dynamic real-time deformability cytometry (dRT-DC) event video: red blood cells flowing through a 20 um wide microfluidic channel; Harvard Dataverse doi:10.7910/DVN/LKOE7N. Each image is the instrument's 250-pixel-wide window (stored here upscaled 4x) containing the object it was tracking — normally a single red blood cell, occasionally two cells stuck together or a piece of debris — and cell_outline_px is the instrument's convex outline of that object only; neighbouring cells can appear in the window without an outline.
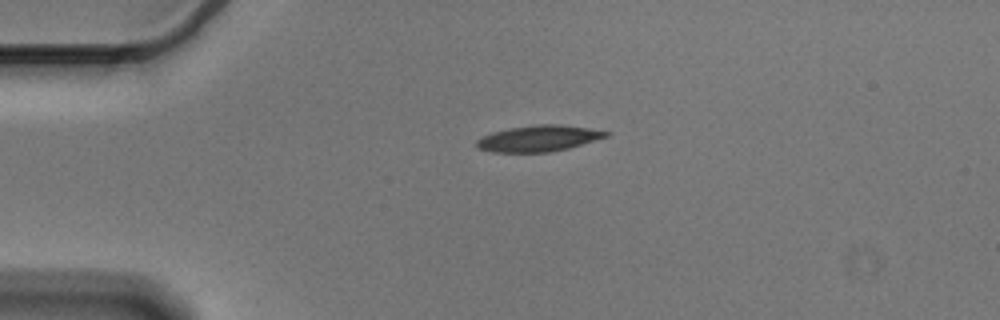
{"species": "Egyptian fruit bat (a non-hibernating species)", "species_latin": "Rousettus aegyptiacus", "temperature_condition": "cold", "stored_images_in_passage": 44, "camera_frame_rate_fps": 3000, "um_per_image_px": 0.085, "animal": {"sex": "male"}, "frame": {"image": 1, "passage_image": 1, "time_ms": 0.0, "image_size_px": [1000, 320], "cell_outline_px": [[612, 132], [608, 136], [568, 148], [548, 152], [492, 152], [476, 148], [476, 140], [492, 132], [508, 128], [536, 124], [560, 124], [588, 128]], "centroid_in_image_um": [45.76, 11.76], "position_along_channel_um": 39.2, "area_um2": 19.65}}
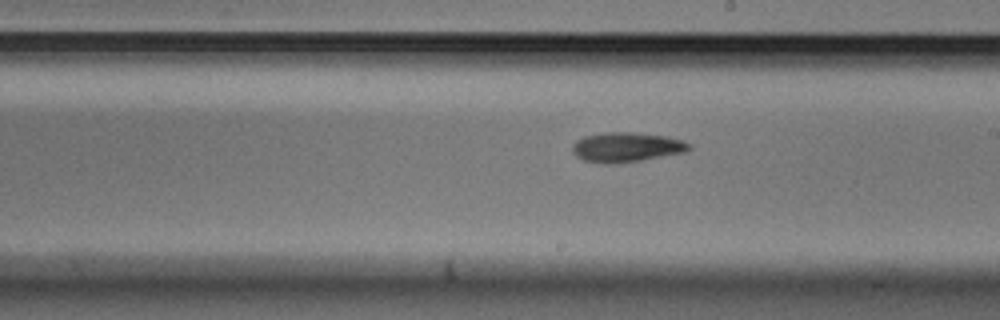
{"frame": {"image": 2, "passage_image": 20, "time_ms": 6.333, "image_size_px": [1000, 320], "cell_outline_px": [[692, 148], [688, 152], [620, 164], [604, 164], [584, 160], [576, 156], [572, 152], [572, 144], [576, 140], [584, 136], [608, 132], [632, 132], [668, 136], [684, 140], [692, 144]], "centroid_in_image_um": [53.3, 12.52], "position_along_channel_um": 235.7, "area_um2": 20.69}}
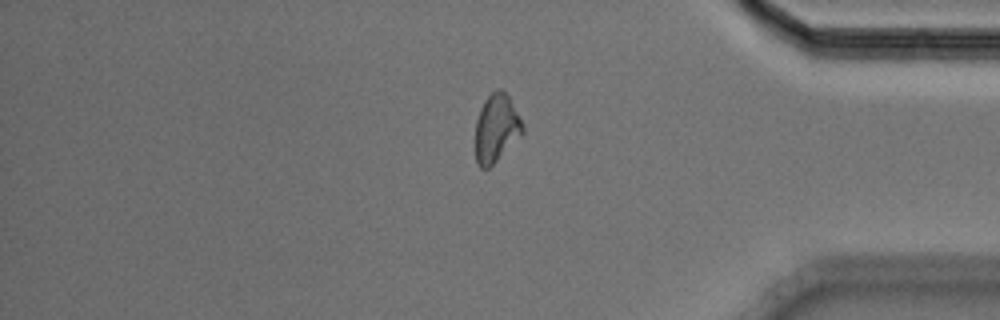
{"frame": {"image": 3, "passage_image": 35, "time_ms": 11.333, "image_size_px": [1000, 320], "cell_outline_px": [[524, 132], [488, 168], [480, 168], [476, 164], [476, 120], [480, 108], [484, 100], [492, 92], [500, 88], [504, 88], [524, 124]], "centroid_in_image_um": [42.19, 10.86], "position_along_channel_um": 393.0, "area_um2": 18.61}, "authors_computed_cell_mechanics": {"area_um2": 19.4497, "velocity_mm_per_s": 3.5847, "shape_relaxation_time_tau1_ms": 7.2318, "shape_relaxation_time_tau2_ms": null, "deformation_change_tau1": 0.1792, "deformation_change_tau2": null}}